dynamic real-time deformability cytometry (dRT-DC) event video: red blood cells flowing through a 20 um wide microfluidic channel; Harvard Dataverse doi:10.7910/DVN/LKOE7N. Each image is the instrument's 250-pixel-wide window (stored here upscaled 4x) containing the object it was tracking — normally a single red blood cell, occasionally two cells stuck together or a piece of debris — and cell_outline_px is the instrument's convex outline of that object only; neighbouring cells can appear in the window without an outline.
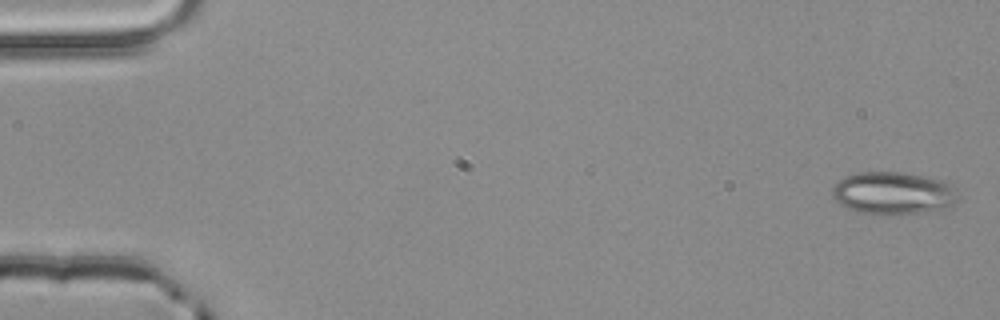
{"species": "common noctule bat (a hibernating species)", "species_latin": "Nyctalus noctula", "temperature_condition": "room temperature", "stored_images_in_passage": 4, "camera_frame_rate_fps": 3000, "um_per_image_px": 0.085, "animal": {"sex": "male", "body_mass_g": 20.4}, "frame": {"image": 1, "passage_image": 1, "time_ms": 0.0, "image_size_px": [1000, 320], "cell_outline_px": [[960, 200], [944, 208], [920, 212], [884, 216], [860, 212], [848, 208], [840, 204], [832, 196], [832, 188], [844, 176], [856, 172], [900, 172], [928, 176], [940, 180], [956, 188]], "centroid_in_image_um": [75.92, 16.42], "position_along_channel_um": 9.1, "area_um2": 31.39}}